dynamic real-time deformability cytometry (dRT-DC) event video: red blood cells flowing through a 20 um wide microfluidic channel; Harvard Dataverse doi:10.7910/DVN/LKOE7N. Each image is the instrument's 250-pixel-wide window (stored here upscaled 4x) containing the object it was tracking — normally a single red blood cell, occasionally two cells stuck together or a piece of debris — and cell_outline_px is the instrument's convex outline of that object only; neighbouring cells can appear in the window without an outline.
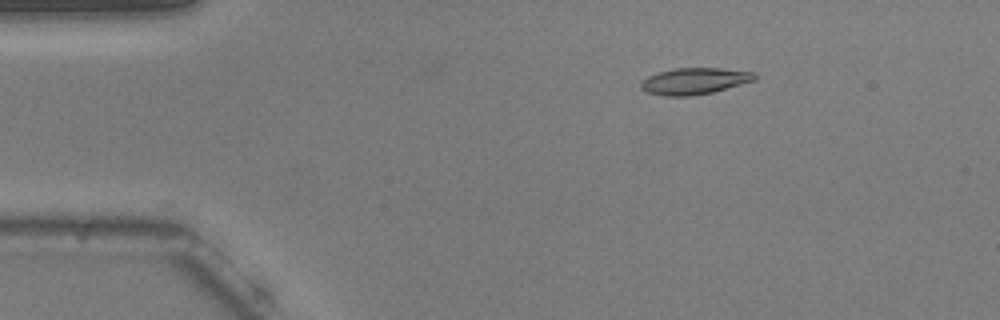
{"species": "common noctule bat (a hibernating species)", "species_latin": "Nyctalus noctula", "temperature_condition": "warm", "stored_images_in_passage": 54, "camera_frame_rate_fps": 3000, "um_per_image_px": 0.085, "animal": {"sex": "male", "body_mass_g": 20.5, "forearm_length_mm": 52.5}, "frame": {"image": 1, "passage_image": 9, "time_ms": 2.667, "image_size_px": [1000, 320], "cell_outline_px": [[756, 80], [712, 92], [688, 96], [664, 96], [648, 92], [640, 88], [640, 84], [648, 76], [660, 72], [676, 68], [720, 68], [756, 72]], "centroid_in_image_um": [59.05, 6.89], "position_along_channel_um": 25.9, "area_um2": 17.4}}
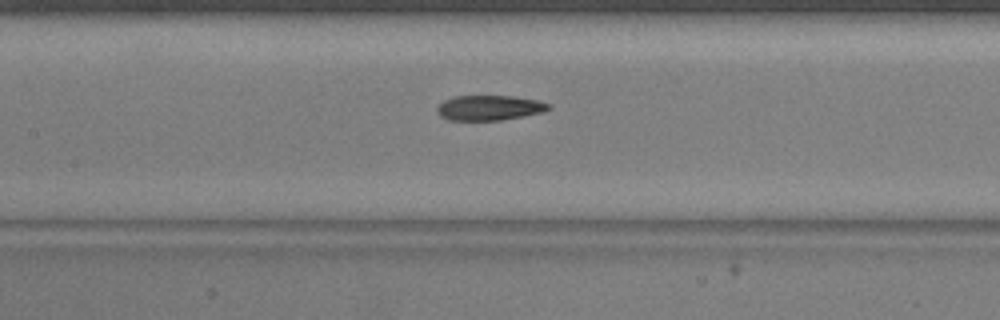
{"frame": {"image": 2, "passage_image": 25, "time_ms": 8.0, "image_size_px": [1000, 320], "cell_outline_px": [[552, 108], [544, 112], [524, 116], [500, 120], [448, 120], [440, 116], [436, 112], [436, 108], [444, 100], [456, 96], [512, 96], [536, 100], [552, 104]], "centroid_in_image_um": [41.61, 9.16], "position_along_channel_um": 165.8, "area_um2": 16.36}}
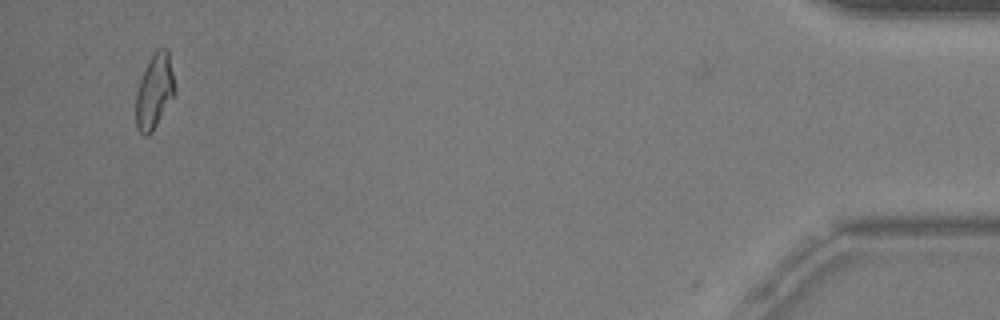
{"frame": {"image": 3, "passage_image": 52, "time_ms": 17.0, "image_size_px": [1000, 320], "cell_outline_px": [[176, 92], [152, 132], [148, 136], [144, 136], [136, 128], [136, 92], [144, 68], [148, 60], [156, 48], [168, 48], [176, 88]], "centroid_in_image_um": [13.13, 7.73], "position_along_channel_um": 422.1, "area_um2": 17.17}, "authors_computed_cell_mechanics": {"area_um2": 17.051, "velocity_mm_per_s": 3.7569, "shape_relaxation_time_tau1_ms": 8.737, "shape_relaxation_time_tau2_ms": 2.822, "deformation_change_tau1": 0.2492, "deformation_change_tau2": 0.1049}}